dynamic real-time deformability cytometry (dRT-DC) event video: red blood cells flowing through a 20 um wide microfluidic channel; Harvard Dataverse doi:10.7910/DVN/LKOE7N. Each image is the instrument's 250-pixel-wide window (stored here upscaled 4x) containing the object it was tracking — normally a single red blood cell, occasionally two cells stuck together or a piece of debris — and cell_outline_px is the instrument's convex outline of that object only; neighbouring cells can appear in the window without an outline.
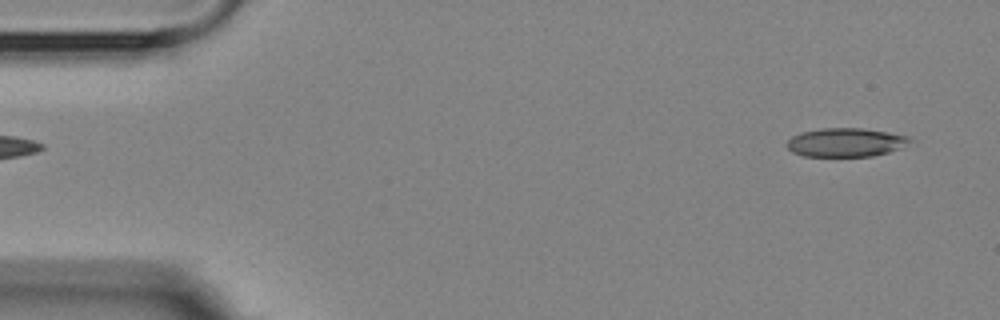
{"species": "Egyptian fruit bat (a non-hibernating species)", "species_latin": "Rousettus aegyptiacus", "temperature_condition": "room temperature", "stored_images_in_passage": 5, "segment_of_instrument_passage": [2, 2], "camera_frame_rate_fps": 3000, "um_per_image_px": 0.085, "animal": {"sex": "female"}, "frame": {"image": 1, "passage_image": 5, "time_ms": 5.0, "image_size_px": [1000, 320], "cell_outline_px": [[912, 140], [900, 148], [888, 152], [872, 156], [804, 156], [792, 152], [788, 148], [788, 140], [792, 136], [800, 132], [820, 128], [860, 128], [908, 136]], "centroid_in_image_um": [71.85, 12.1], "position_along_channel_um": 13.2, "area_um2": 20.35}}